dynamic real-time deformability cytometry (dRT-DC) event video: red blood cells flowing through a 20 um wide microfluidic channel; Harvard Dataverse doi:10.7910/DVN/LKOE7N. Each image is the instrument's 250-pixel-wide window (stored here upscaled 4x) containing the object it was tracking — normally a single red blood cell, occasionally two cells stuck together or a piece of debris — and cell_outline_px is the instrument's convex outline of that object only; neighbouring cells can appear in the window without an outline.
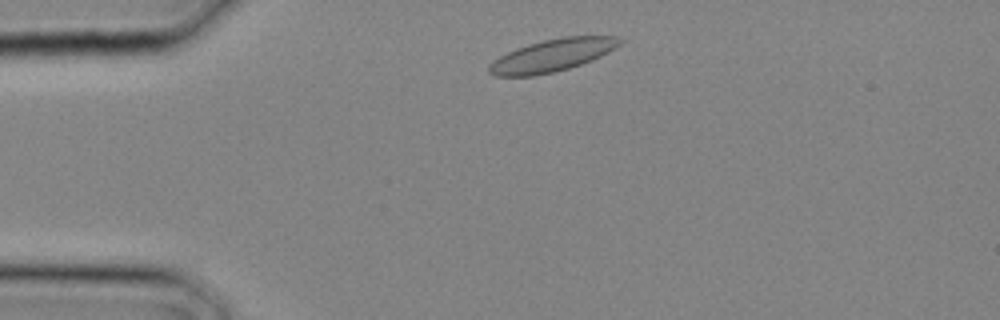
{"species": "common noctule bat (a hibernating species)", "species_latin": "Nyctalus noctula", "temperature_condition": "cold", "stored_images_in_passage": 7, "camera_frame_rate_fps": 3000, "um_per_image_px": 0.085, "animal": {"sex": "male", "body_mass_g": 20.4}, "frame": {"image": 1, "passage_image": 1, "time_ms": 0.0, "image_size_px": [1000, 320], "cell_outline_px": [[624, 40], [620, 44], [608, 52], [592, 60], [568, 68], [552, 72], [532, 76], [492, 76], [488, 72], [488, 64], [492, 60], [516, 48], [528, 44], [544, 40], [564, 36], [616, 36]], "centroid_in_image_um": [46.9, 4.7], "position_along_channel_um": 38.1, "area_um2": 24.62}}
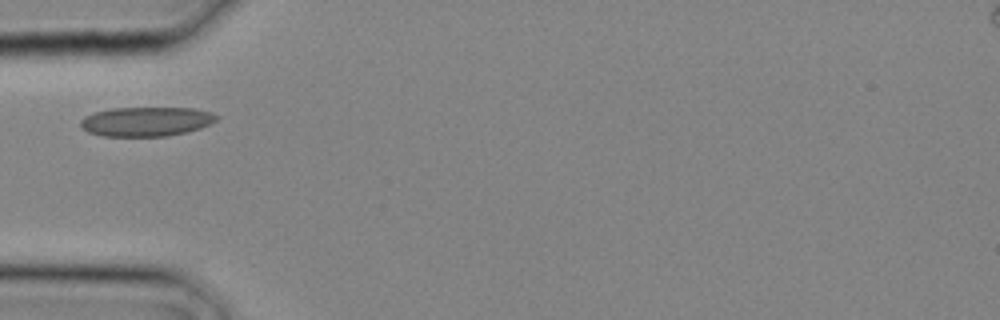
{"frame": {"image": 2, "passage_image": 4, "time_ms": 1.0, "image_size_px": [1000, 320], "cell_outline_px": [[220, 116], [216, 120], [200, 128], [168, 136], [100, 136], [88, 132], [80, 124], [80, 120], [84, 116], [92, 112], [112, 108], [192, 108], [212, 112]], "centroid_in_image_um": [12.4, 10.32], "position_along_channel_um": 72.6, "area_um2": 23.29}}
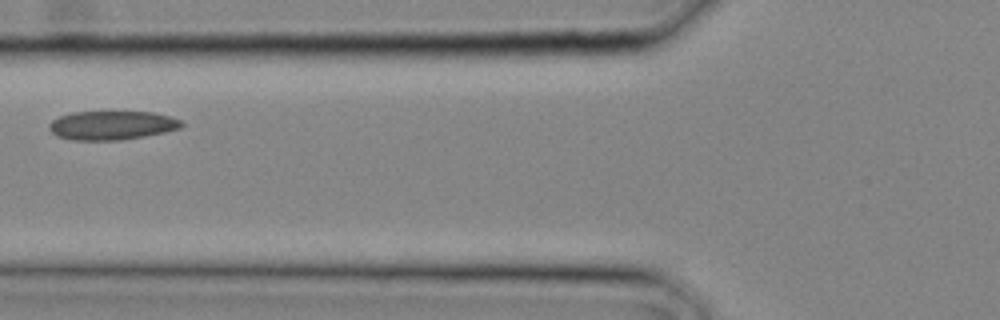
{"frame": {"image": 3, "passage_image": 6, "time_ms": 1.667, "image_size_px": [1000, 320], "cell_outline_px": [[184, 124], [180, 128], [164, 132], [144, 136], [120, 140], [72, 140], [56, 136], [48, 128], [48, 124], [52, 120], [60, 116], [72, 112], [152, 112], [168, 116], [180, 120]], "centroid_in_image_um": [9.47, 10.65], "position_along_channel_um": 116.3, "area_um2": 22.2}}